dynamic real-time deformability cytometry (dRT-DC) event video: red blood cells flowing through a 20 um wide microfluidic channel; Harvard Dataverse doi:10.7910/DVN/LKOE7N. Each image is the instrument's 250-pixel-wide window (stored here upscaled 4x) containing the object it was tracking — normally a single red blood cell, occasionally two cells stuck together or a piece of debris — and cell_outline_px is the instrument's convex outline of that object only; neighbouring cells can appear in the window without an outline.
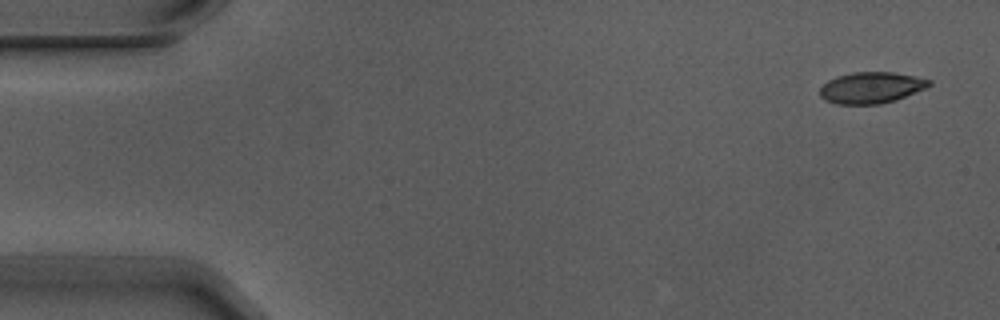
{"species": "Egyptian fruit bat (a non-hibernating species)", "species_latin": "Rousettus aegyptiacus", "temperature_condition": "warm", "stored_images_in_passage": 5, "camera_frame_rate_fps": 3000, "um_per_image_px": 0.085, "animal": {"sex": "male"}, "frame": {"image": 1, "passage_image": 1, "time_ms": 0.0, "image_size_px": [1000, 320], "cell_outline_px": [[932, 84], [924, 88], [896, 100], [880, 104], [836, 104], [824, 100], [820, 96], [820, 88], [828, 80], [836, 76], [852, 72], [892, 72], [932, 80]], "centroid_in_image_um": [74.01, 7.45], "position_along_channel_um": 11.0, "area_um2": 19.83}}
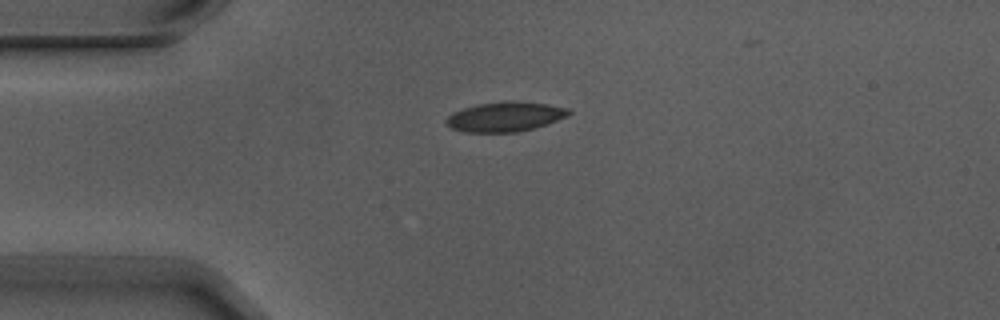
{"frame": {"image": 2, "passage_image": 4, "time_ms": 1.0, "image_size_px": [1000, 320], "cell_outline_px": [[572, 112], [568, 116], [548, 124], [516, 132], [464, 132], [452, 128], [444, 120], [452, 112], [464, 108], [480, 104], [512, 100], [548, 104], [568, 108]], "centroid_in_image_um": [42.96, 9.91], "position_along_channel_um": 42.0, "area_um2": 21.15}}